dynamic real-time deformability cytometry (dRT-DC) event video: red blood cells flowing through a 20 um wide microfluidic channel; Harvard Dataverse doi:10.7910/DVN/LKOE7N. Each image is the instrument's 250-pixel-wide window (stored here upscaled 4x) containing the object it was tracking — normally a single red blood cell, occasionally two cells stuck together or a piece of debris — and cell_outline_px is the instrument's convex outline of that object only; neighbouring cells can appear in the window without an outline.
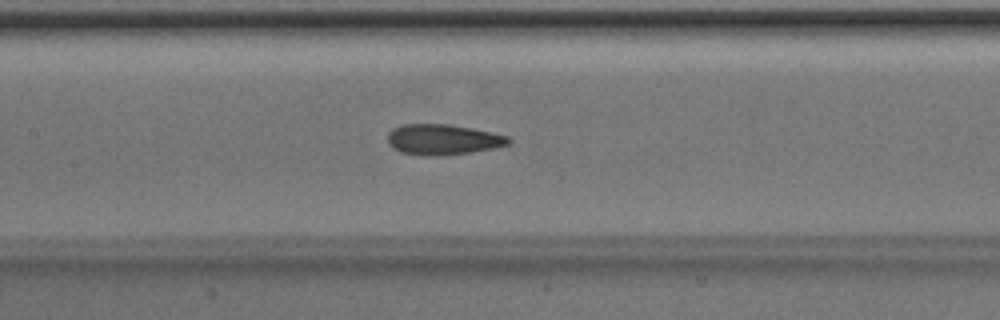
{"species": "Egyptian fruit bat (a non-hibernating species)", "species_latin": "Rousettus aegyptiacus", "temperature_condition": "room temperature", "stored_images_in_passage": 46, "camera_frame_rate_fps": 3000, "um_per_image_px": 0.085, "animal": {"sex": "male"}, "frame": {"image": 1, "passage_image": 19, "time_ms": 6.0, "image_size_px": [1000, 320], "cell_outline_px": [[512, 140], [508, 144], [492, 148], [468, 152], [400, 152], [392, 148], [388, 144], [388, 132], [392, 128], [404, 124], [448, 124], [472, 128], [508, 136]], "centroid_in_image_um": [37.64, 11.79], "position_along_channel_um": 169.8, "area_um2": 20.29}}
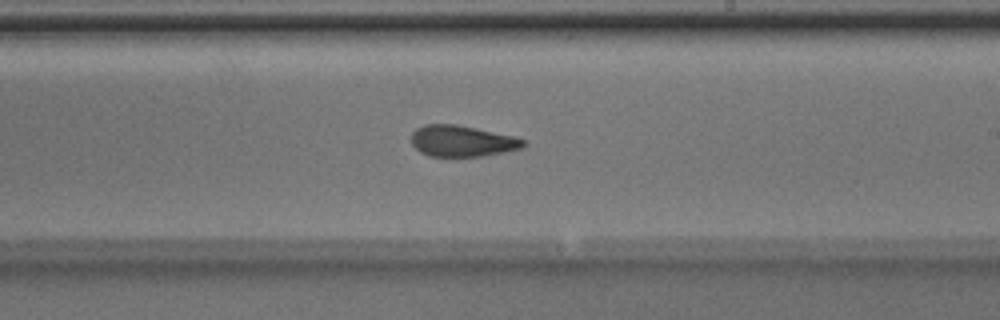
{"frame": {"image": 2, "passage_image": 25, "time_ms": 8.0, "image_size_px": [1000, 320], "cell_outline_px": [[528, 144], [524, 148], [484, 156], [428, 156], [420, 152], [412, 144], [412, 132], [416, 128], [424, 124], [456, 124], [516, 136], [524, 140]], "centroid_in_image_um": [39.31, 11.98], "position_along_channel_um": 249.7, "area_um2": 20.58}}
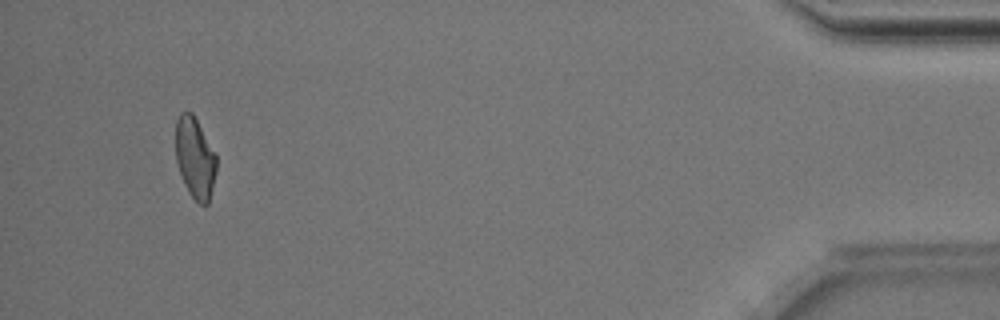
{"frame": {"image": 3, "passage_image": 43, "time_ms": 14.0, "image_size_px": [1000, 320], "cell_outline_px": [[216, 172], [208, 204], [200, 204], [188, 192], [184, 184], [176, 160], [176, 120], [180, 112], [192, 112], [216, 152]], "centroid_in_image_um": [16.58, 13.4], "position_along_channel_um": 418.6, "area_um2": 19.25}, "authors_computed_cell_mechanics": {"area_um2": 20.7791, "velocity_mm_per_s": 4.0213, "shape_relaxation_time_tau1_ms": 6.8648, "shape_relaxation_time_tau2_ms": 2.2795, "deformation_change_tau1": 0.1735, "deformation_change_tau2": 0.0989}}